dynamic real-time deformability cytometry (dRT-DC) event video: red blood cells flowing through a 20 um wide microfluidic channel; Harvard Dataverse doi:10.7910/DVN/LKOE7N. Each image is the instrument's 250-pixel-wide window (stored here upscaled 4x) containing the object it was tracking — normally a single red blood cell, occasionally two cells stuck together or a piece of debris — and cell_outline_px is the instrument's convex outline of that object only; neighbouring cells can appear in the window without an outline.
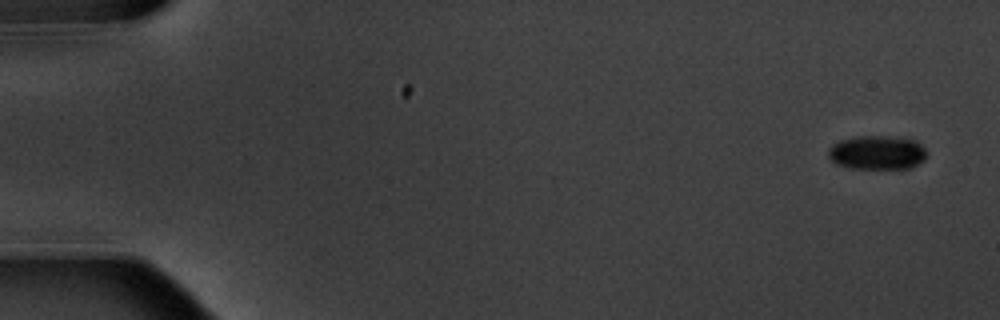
{"species": "common noctule bat (a hibernating species)", "species_latin": "Nyctalus noctula", "temperature_condition": "warm", "stored_images_in_passage": 13, "camera_frame_rate_fps": 3000, "um_per_image_px": 0.085, "animal": {"sex": "male", "body_mass_g": 20.1, "forearm_length_mm": 53.5}, "frame": {"image": 1, "passage_image": 1, "time_ms": 0.0, "image_size_px": [1000, 320], "cell_outline_px": [[928, 156], [924, 160], [908, 168], [852, 168], [836, 164], [828, 156], [828, 148], [832, 144], [840, 140], [860, 136], [888, 136], [916, 140], [928, 152]], "centroid_in_image_um": [74.56, 12.96], "position_along_channel_um": 10.4, "area_um2": 19.48}}
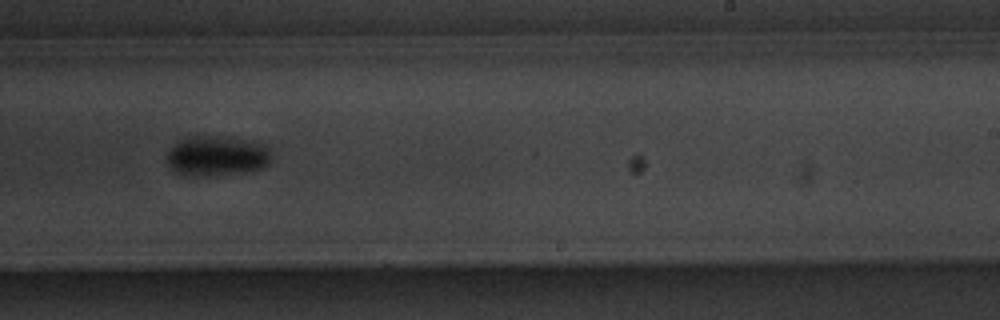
{"frame": {"image": 2, "passage_image": 10, "time_ms": 11.333, "image_size_px": [1000, 320], "cell_outline_px": [[268, 164], [264, 168], [252, 172], [212, 176], [192, 176], [176, 172], [168, 164], [168, 148], [180, 140], [188, 136], [232, 136], [252, 140], [268, 148]], "centroid_in_image_um": [18.43, 13.25], "position_along_channel_um": 270.6, "area_um2": 24.8}}
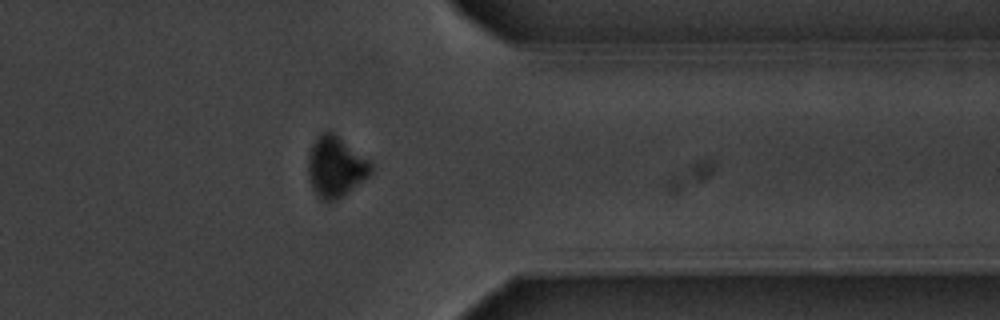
{"frame": {"image": 3, "passage_image": 13, "time_ms": 14.667, "image_size_px": [1000, 320], "cell_outline_px": [[372, 176], [336, 200], [320, 200], [316, 196], [308, 180], [308, 156], [312, 144], [320, 132], [328, 128], [368, 160], [372, 164]], "centroid_in_image_um": [28.51, 14.18], "position_along_channel_um": 382.9, "area_um2": 22.48}, "authors_computed_cell_mechanics": {"area_um2": 22.4842, "velocity_mm_per_s": 3.5827, "shape_relaxation_time_tau1_ms": 2.8413, "shape_relaxation_time_tau2_ms": null, "deformation_change_tau1": 0.0848, "deformation_change_tau2": null}}